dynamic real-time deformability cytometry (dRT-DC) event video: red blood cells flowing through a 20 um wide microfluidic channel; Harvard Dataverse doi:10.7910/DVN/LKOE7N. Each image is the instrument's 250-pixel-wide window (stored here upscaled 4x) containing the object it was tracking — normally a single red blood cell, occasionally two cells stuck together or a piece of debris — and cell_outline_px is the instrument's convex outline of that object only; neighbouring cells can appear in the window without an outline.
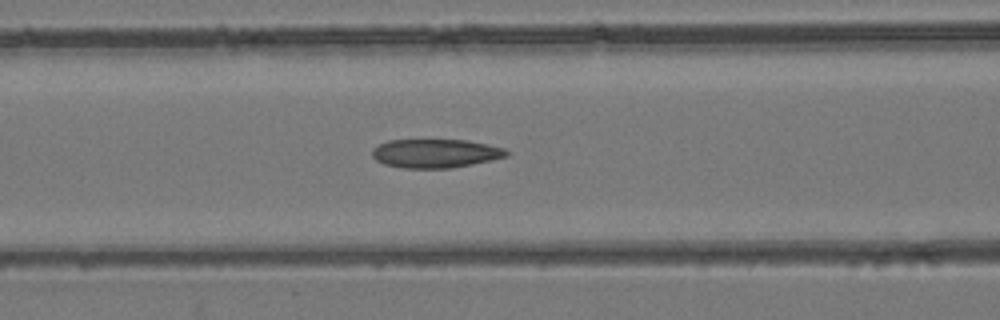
{"species": "common noctule bat (a hibernating species)", "species_latin": "Nyctalus noctula", "temperature_condition": "room temperature", "stored_images_in_passage": 32, "camera_frame_rate_fps": 3000, "um_per_image_px": 0.085, "animal": {"sex": "female", "body_mass_g": 24.6, "forearm_length_mm": 56.2}, "frame": {"image": 1, "passage_image": 11, "time_ms": 3.333, "image_size_px": [1000, 320], "cell_outline_px": [[508, 156], [452, 168], [404, 168], [384, 164], [376, 160], [372, 156], [372, 148], [388, 140], [464, 140], [504, 148], [508, 152]], "centroid_in_image_um": [36.96, 13.04], "position_along_channel_um": 129.6, "area_um2": 22.25}}
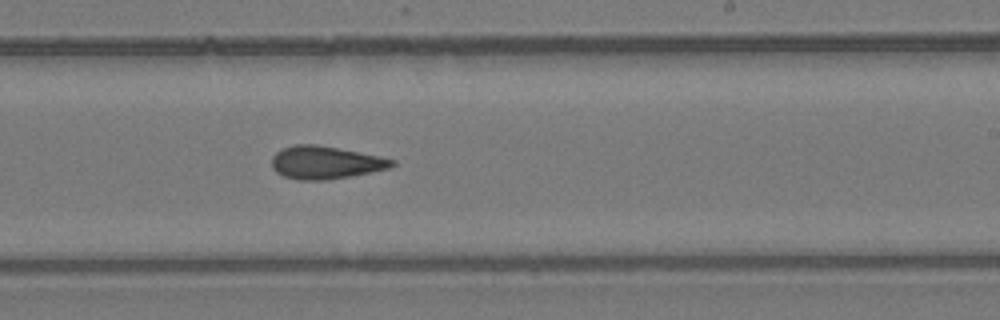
{"frame": {"image": 2, "passage_image": 20, "time_ms": 6.333, "image_size_px": [1000, 320], "cell_outline_px": [[396, 164], [388, 168], [352, 176], [324, 180], [296, 180], [284, 176], [276, 172], [272, 168], [272, 156], [280, 148], [296, 144], [316, 144], [396, 160]], "centroid_in_image_um": [27.6, 13.82], "position_along_channel_um": 261.4, "area_um2": 22.83}}
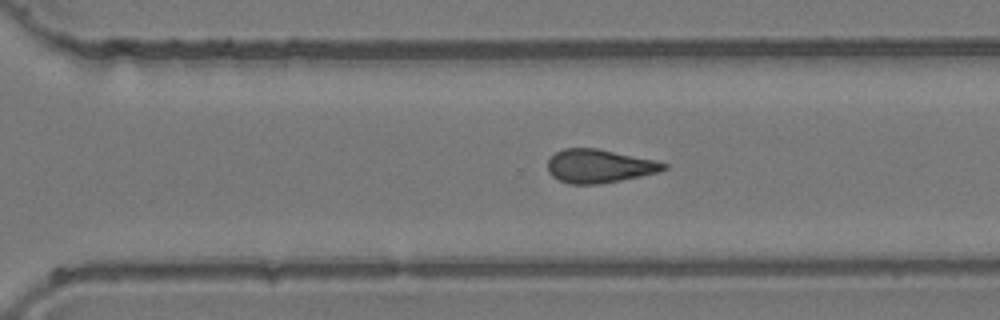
{"frame": {"image": 3, "passage_image": 24, "time_ms": 7.667, "image_size_px": [1000, 320], "cell_outline_px": [[668, 168], [660, 172], [600, 184], [572, 184], [560, 180], [552, 176], [548, 172], [548, 160], [556, 152], [564, 148], [596, 148], [656, 160], [668, 164]], "centroid_in_image_um": [50.95, 14.11], "position_along_channel_um": 319.6, "area_um2": 22.6}}